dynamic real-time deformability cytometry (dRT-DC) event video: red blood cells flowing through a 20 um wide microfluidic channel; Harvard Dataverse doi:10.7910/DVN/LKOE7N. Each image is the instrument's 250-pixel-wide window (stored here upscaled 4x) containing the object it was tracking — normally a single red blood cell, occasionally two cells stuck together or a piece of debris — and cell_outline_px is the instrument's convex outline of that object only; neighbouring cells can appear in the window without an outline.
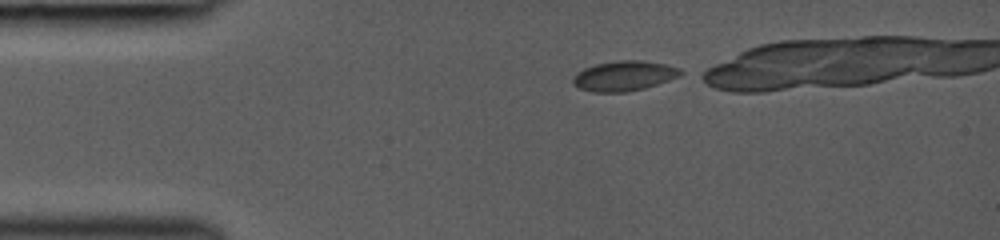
{"species": "common noctule bat (a hibernating species)", "species_latin": "Nyctalus noctula", "temperature_condition": "room temperature", "stored_images_in_passage": 11, "camera_frame_rate_fps": 3000, "um_per_image_px": 0.085, "animal": {"sex": "female", "body_mass_g": 19.0, "forearm_length_mm": 53.3}, "frame": {"image": 1, "passage_image": 1, "time_ms": 0.0, "image_size_px": [1000, 240], "cell_outline_px": [[688, 72], [680, 76], [644, 88], [624, 92], [592, 92], [580, 88], [572, 84], [572, 76], [576, 72], [584, 68], [596, 64], [620, 60], [640, 60], [664, 64], [680, 68]], "centroid_in_image_um": [53.04, 6.44], "position_along_channel_um": 32.0, "area_um2": 18.9}}